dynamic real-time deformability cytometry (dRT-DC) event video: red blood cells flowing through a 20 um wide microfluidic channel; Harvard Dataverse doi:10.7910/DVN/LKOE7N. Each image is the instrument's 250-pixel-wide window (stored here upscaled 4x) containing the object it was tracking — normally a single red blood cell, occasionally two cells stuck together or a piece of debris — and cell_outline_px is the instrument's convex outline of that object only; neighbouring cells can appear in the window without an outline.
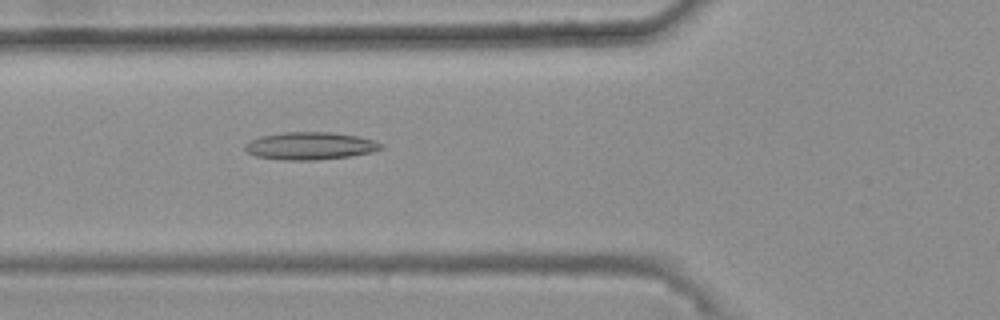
{"species": "common noctule bat (a hibernating species)", "species_latin": "Nyctalus noctula", "temperature_condition": "warm", "stored_images_in_passage": 48, "camera_frame_rate_fps": 3000, "um_per_image_px": 0.085, "animal": {"sex": "female", "body_mass_g": 25.1}, "frame": {"image": 1, "passage_image": 19, "time_ms": 6.0, "image_size_px": [1000, 320], "cell_outline_px": [[384, 148], [372, 152], [348, 156], [316, 160], [284, 160], [256, 156], [248, 152], [244, 148], [244, 144], [248, 140], [260, 136], [284, 132], [332, 132], [356, 136], [372, 140], [384, 144]], "centroid_in_image_um": [26.34, 12.39], "position_along_channel_um": 99.5, "area_um2": 21.85}}
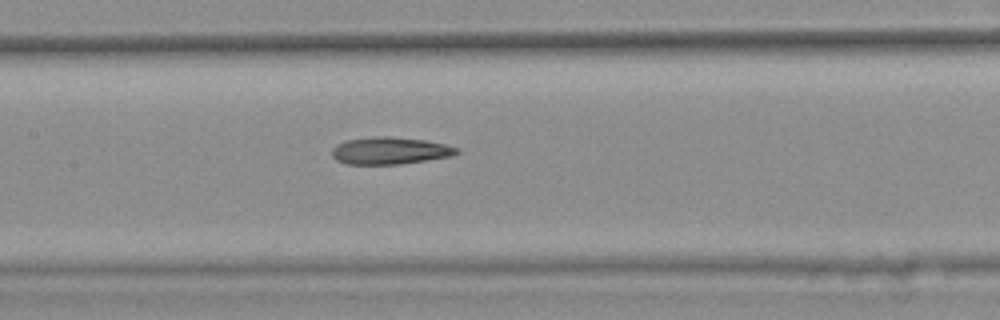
{"frame": {"image": 2, "passage_image": 25, "time_ms": 8.0, "image_size_px": [1000, 320], "cell_outline_px": [[460, 152], [452, 156], [428, 160], [400, 164], [344, 164], [336, 160], [332, 156], [332, 148], [336, 144], [348, 140], [372, 136], [388, 136], [424, 140], [444, 144], [460, 148]], "centroid_in_image_um": [33.14, 12.81], "position_along_channel_um": 174.3, "area_um2": 19.88}}
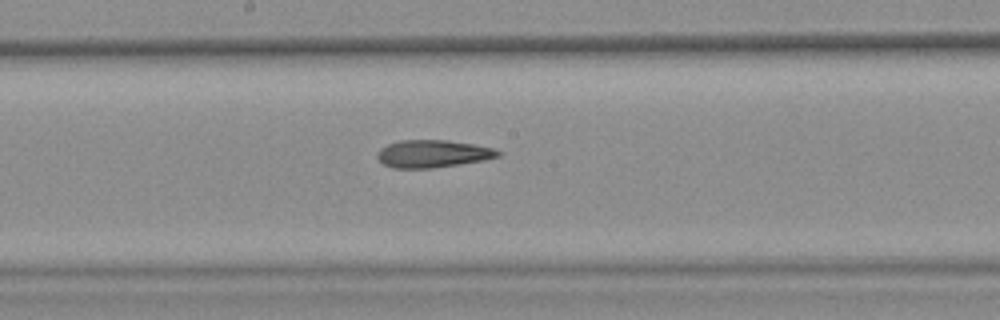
{"frame": {"image": 3, "passage_image": 28, "time_ms": 9.0, "image_size_px": [1000, 320], "cell_outline_px": [[500, 156], [484, 160], [460, 164], [432, 168], [392, 168], [384, 164], [376, 156], [376, 152], [380, 148], [388, 144], [400, 140], [448, 140], [472, 144], [492, 148], [500, 152]], "centroid_in_image_um": [36.75, 13.07], "position_along_channel_um": 211.5, "area_um2": 19.31}, "authors_computed_cell_mechanics": {"area_um2": 19.8832, "velocity_mm_per_s": 3.7325, "shape_relaxation_time_tau1_ms": null, "shape_relaxation_time_tau2_ms": 4.9144, "deformation_change_tau1": null, "deformation_change_tau2": 0.1513}}